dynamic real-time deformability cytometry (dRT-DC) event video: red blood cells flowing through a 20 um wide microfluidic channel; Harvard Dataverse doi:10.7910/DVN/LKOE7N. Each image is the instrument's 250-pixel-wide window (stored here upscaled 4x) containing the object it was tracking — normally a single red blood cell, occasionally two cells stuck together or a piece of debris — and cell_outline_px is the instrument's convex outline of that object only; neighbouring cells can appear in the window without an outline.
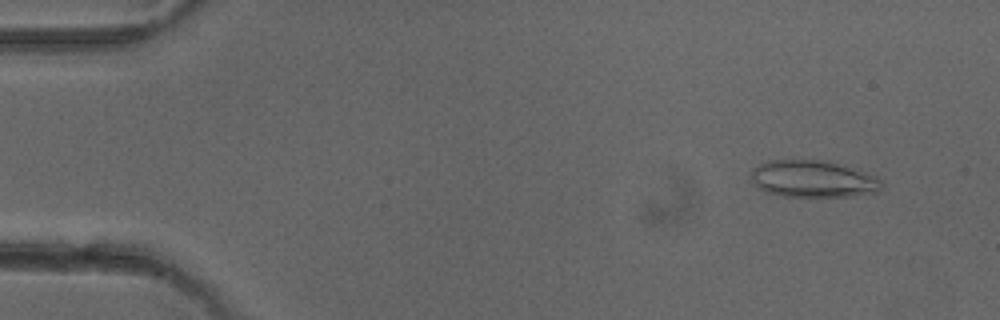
{"species": "common noctule bat (a hibernating species)", "species_latin": "Nyctalus noctula", "temperature_condition": "cold", "stored_images_in_passage": 3, "camera_frame_rate_fps": 3000, "um_per_image_px": 0.085, "animal": {"sex": "female"}, "frame": {"image": 1, "passage_image": 1, "time_ms": 0.0, "image_size_px": [1000, 320], "cell_outline_px": [[880, 188], [876, 192], [852, 196], [784, 196], [764, 192], [752, 180], [752, 172], [760, 164], [768, 160], [828, 160], [860, 168], [876, 176], [880, 180]], "centroid_in_image_um": [69.16, 15.19], "position_along_channel_um": 15.8, "area_um2": 28.21}}